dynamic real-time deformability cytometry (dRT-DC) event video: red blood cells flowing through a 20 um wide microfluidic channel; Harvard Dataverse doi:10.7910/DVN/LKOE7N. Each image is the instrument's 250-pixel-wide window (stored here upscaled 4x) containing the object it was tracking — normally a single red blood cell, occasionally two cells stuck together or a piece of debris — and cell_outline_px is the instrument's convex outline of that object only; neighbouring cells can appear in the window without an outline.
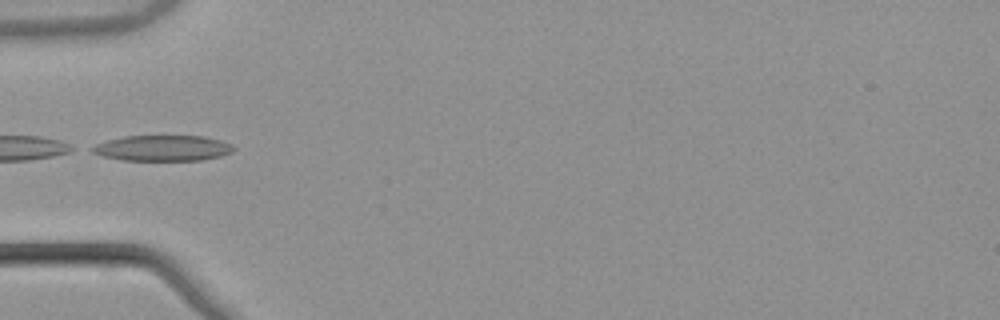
{"species": "common noctule bat (a hibernating species)", "species_latin": "Nyctalus noctula", "temperature_condition": "warm", "stored_images_in_passage": 14, "camera_frame_rate_fps": 3000, "um_per_image_px": 0.085, "animal": {"sex": "male", "body_mass_g": 21.5, "forearm_length_mm": 52.0}, "frame": {"image": 1, "passage_image": 1, "time_ms": 0.0, "image_size_px": [1000, 320], "cell_outline_px": [[236, 148], [232, 152], [220, 156], [200, 160], [120, 160], [104, 156], [92, 152], [88, 148], [96, 144], [108, 140], [124, 136], [204, 136], [220, 140], [232, 144]], "centroid_in_image_um": [13.83, 12.59], "position_along_channel_um": 71.2, "area_um2": 21.15}}
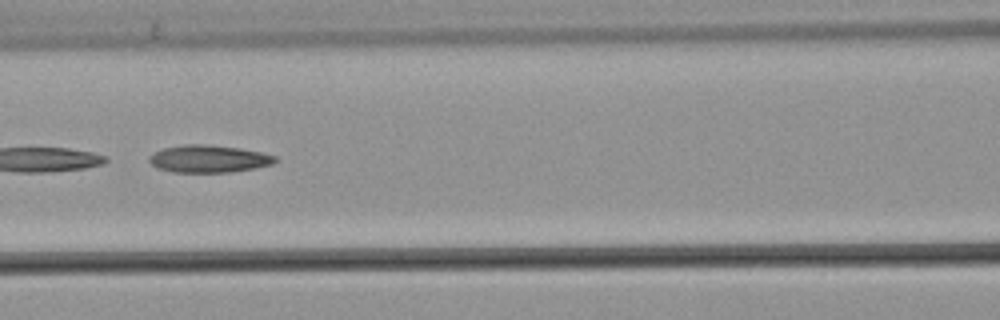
{"frame": {"image": 2, "passage_image": 7, "time_ms": 2.0, "image_size_px": [1000, 320], "cell_outline_px": [[276, 160], [272, 164], [256, 168], [232, 172], [172, 172], [156, 168], [148, 160], [148, 156], [164, 148], [184, 144], [204, 144], [240, 148], [260, 152], [276, 156]], "centroid_in_image_um": [17.72, 13.5], "position_along_channel_um": 148.9, "area_um2": 20.11}}